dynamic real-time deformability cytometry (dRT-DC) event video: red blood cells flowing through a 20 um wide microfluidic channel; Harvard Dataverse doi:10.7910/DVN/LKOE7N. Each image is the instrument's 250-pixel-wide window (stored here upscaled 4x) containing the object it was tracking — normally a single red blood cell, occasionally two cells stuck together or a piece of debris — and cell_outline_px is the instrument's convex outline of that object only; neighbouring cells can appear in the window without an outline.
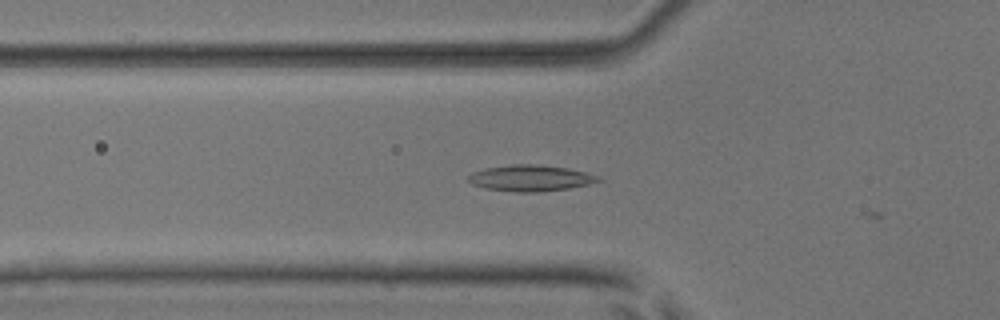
{"species": "common noctule bat (a hibernating species)", "species_latin": "Nyctalus noctula", "temperature_condition": "room temperature", "stored_images_in_passage": 6, "camera_frame_rate_fps": 3000, "um_per_image_px": 0.085, "animal": {"sex": "male", "body_mass_g": 17.9, "forearm_length_mm": 54.2}, "frame": {"image": 1, "passage_image": 4, "time_ms": 1.0, "image_size_px": [1000, 320], "cell_outline_px": [[604, 180], [588, 184], [568, 188], [536, 192], [512, 192], [484, 188], [472, 184], [468, 180], [468, 176], [472, 172], [484, 168], [512, 164], [536, 164], [568, 168], [588, 172], [600, 176]], "centroid_in_image_um": [45.1, 15.13], "position_along_channel_um": 80.7, "area_um2": 20.0}}